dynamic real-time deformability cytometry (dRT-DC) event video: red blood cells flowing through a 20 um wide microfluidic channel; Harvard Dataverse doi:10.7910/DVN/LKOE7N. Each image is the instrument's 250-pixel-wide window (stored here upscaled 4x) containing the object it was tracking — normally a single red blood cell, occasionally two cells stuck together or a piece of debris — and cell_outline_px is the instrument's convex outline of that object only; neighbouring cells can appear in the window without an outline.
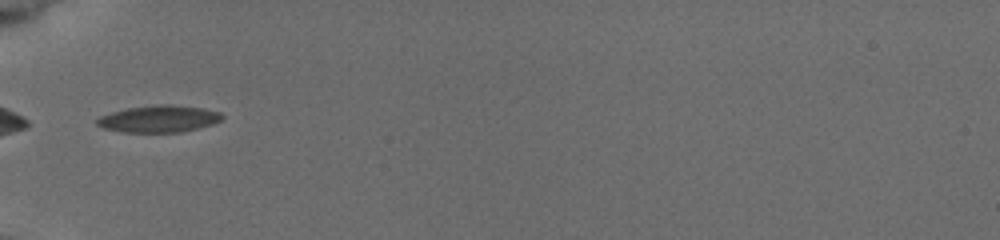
{"species": "common noctule bat (a hibernating species)", "species_latin": "Nyctalus noctula", "temperature_condition": "cold", "stored_images_in_passage": 6, "camera_frame_rate_fps": 3000, "um_per_image_px": 0.085, "animal": {"sex": "female", "body_mass_g": 19.5, "forearm_length_mm": 54.1}, "frame": {"image": 1, "passage_image": 4, "time_ms": 2.667, "image_size_px": [1000, 240], "cell_outline_px": [[224, 116], [220, 120], [212, 124], [180, 132], [120, 132], [104, 128], [96, 124], [96, 120], [100, 116], [112, 112], [128, 108], [160, 104], [172, 104], [204, 108], [220, 112]], "centroid_in_image_um": [13.5, 10.09], "position_along_channel_um": 71.5, "area_um2": 19.54}}
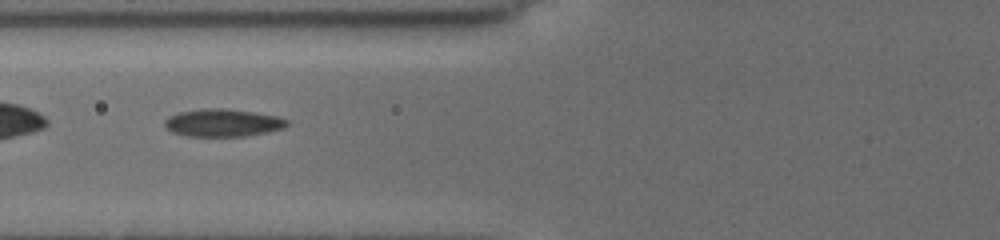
{"frame": {"image": 2, "passage_image": 5, "time_ms": 3.667, "image_size_px": [1000, 240], "cell_outline_px": [[288, 124], [284, 128], [244, 136], [188, 136], [172, 132], [164, 124], [164, 120], [168, 116], [180, 112], [204, 108], [224, 108], [256, 112], [276, 116], [288, 120]], "centroid_in_image_um": [18.92, 10.42], "position_along_channel_um": 106.9, "area_um2": 19.59}}